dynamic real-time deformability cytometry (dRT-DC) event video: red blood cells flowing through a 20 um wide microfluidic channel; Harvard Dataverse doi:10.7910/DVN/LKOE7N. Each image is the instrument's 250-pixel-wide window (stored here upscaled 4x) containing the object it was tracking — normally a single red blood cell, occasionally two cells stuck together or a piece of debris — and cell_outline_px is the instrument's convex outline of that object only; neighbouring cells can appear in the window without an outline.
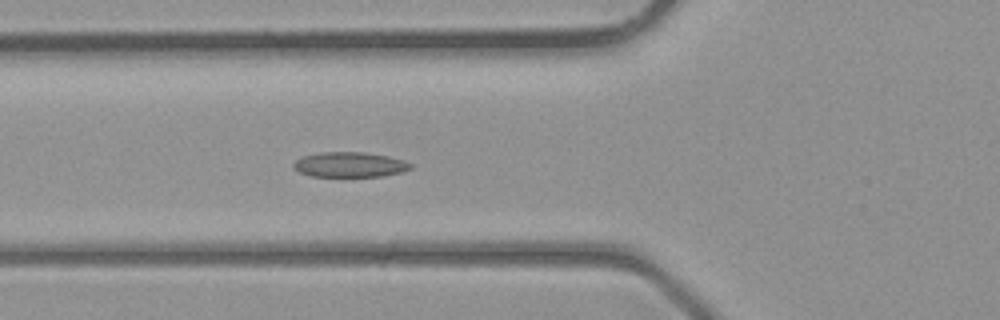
{"species": "common noctule bat (a hibernating species)", "species_latin": "Nyctalus noctula", "temperature_condition": "room temperature", "stored_images_in_passage": 41, "camera_frame_rate_fps": 3000, "um_per_image_px": 0.085, "animal": {"sex": "male", "body_mass_g": 23.1, "forearm_length_mm": 52.7}, "frame": {"image": 1, "passage_image": 15, "time_ms": 4.667, "image_size_px": [1000, 320], "cell_outline_px": [[412, 168], [404, 172], [384, 176], [312, 176], [300, 172], [292, 164], [296, 160], [304, 156], [320, 152], [364, 152], [388, 156], [404, 160], [412, 164]], "centroid_in_image_um": [29.79, 13.99], "position_along_channel_um": 96.0, "area_um2": 17.05}}
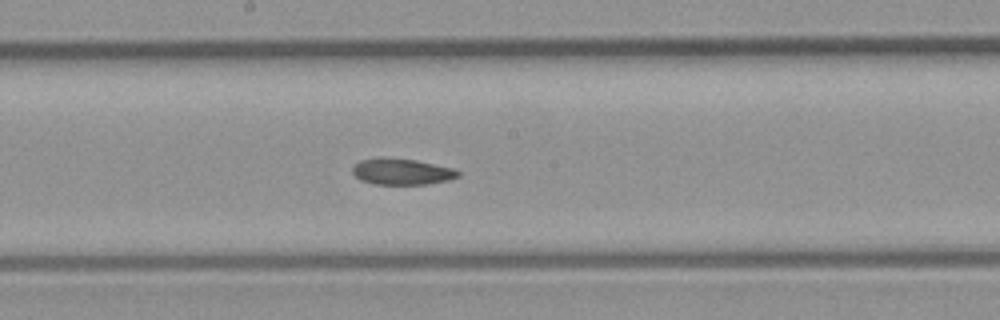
{"frame": {"image": 2, "passage_image": 22, "time_ms": 7.0, "image_size_px": [1000, 320], "cell_outline_px": [[460, 176], [448, 180], [428, 184], [372, 184], [360, 180], [352, 172], [352, 168], [360, 160], [380, 156], [384, 156], [416, 160], [452, 168], [460, 172]], "centroid_in_image_um": [34.12, 14.57], "position_along_channel_um": 214.1, "area_um2": 16.3}}
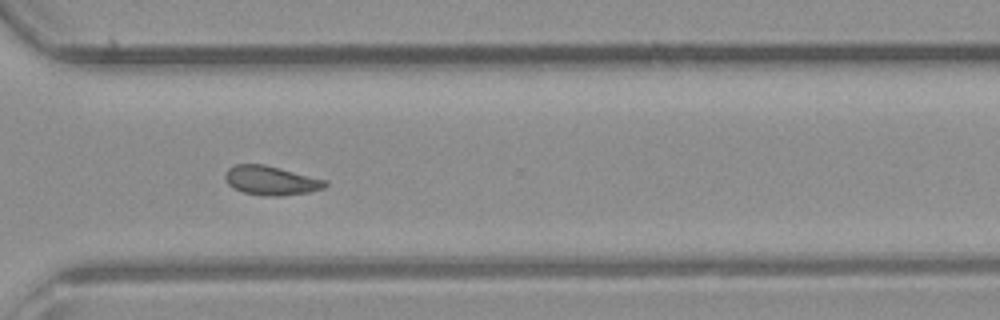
{"frame": {"image": 3, "passage_image": 30, "time_ms": 9.667, "image_size_px": [1000, 320], "cell_outline_px": [[328, 184], [324, 188], [308, 192], [280, 196], [264, 196], [244, 192], [228, 184], [224, 180], [224, 176], [228, 168], [236, 164], [264, 164], [328, 180]], "centroid_in_image_um": [23.05, 15.34], "position_along_channel_um": 347.6, "area_um2": 16.99}}